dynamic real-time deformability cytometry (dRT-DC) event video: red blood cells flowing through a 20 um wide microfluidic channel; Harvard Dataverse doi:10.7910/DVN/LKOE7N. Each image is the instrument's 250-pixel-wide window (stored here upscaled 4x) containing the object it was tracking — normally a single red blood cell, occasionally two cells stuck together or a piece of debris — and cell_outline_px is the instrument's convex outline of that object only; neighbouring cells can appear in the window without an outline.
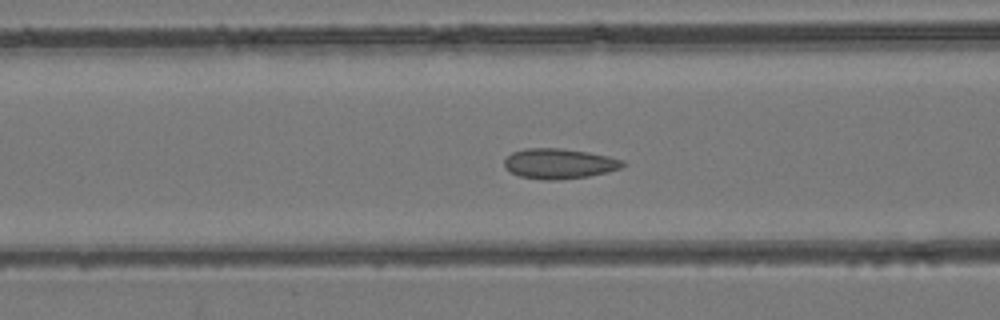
{"species": "common noctule bat (a hibernating species)", "species_latin": "Nyctalus noctula", "temperature_condition": "room temperature", "stored_images_in_passage": 46, "camera_frame_rate_fps": 3000, "um_per_image_px": 0.085, "animal": {"sex": "female", "body_mass_g": 24.6, "forearm_length_mm": 56.2}, "frame": {"image": 1, "passage_image": 15, "time_ms": 4.667, "image_size_px": [1000, 320], "cell_outline_px": [[628, 164], [620, 168], [608, 172], [588, 176], [556, 180], [544, 180], [520, 176], [504, 168], [504, 160], [512, 152], [524, 148], [560, 148], [588, 152], [608, 156], [624, 160]], "centroid_in_image_um": [47.54, 13.9], "position_along_channel_um": 119.1, "area_um2": 20.92}}
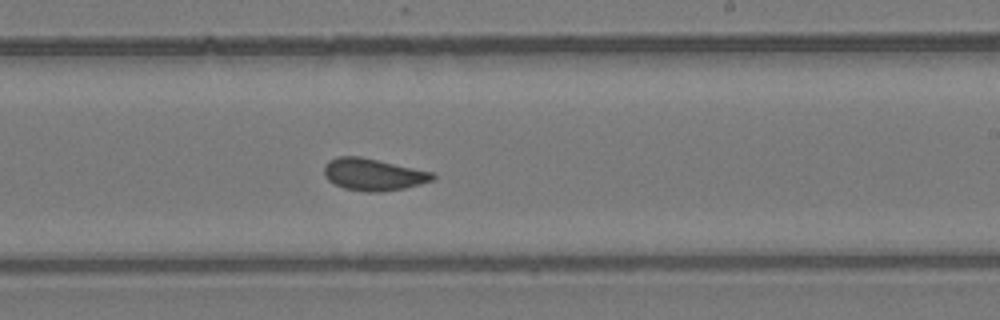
{"frame": {"image": 2, "passage_image": 25, "time_ms": 8.0, "image_size_px": [1000, 320], "cell_outline_px": [[436, 176], [432, 180], [420, 184], [404, 188], [380, 192], [368, 192], [344, 188], [328, 180], [324, 176], [324, 164], [328, 160], [336, 156], [360, 156], [432, 172]], "centroid_in_image_um": [31.68, 14.82], "position_along_channel_um": 257.3, "area_um2": 20.17}}
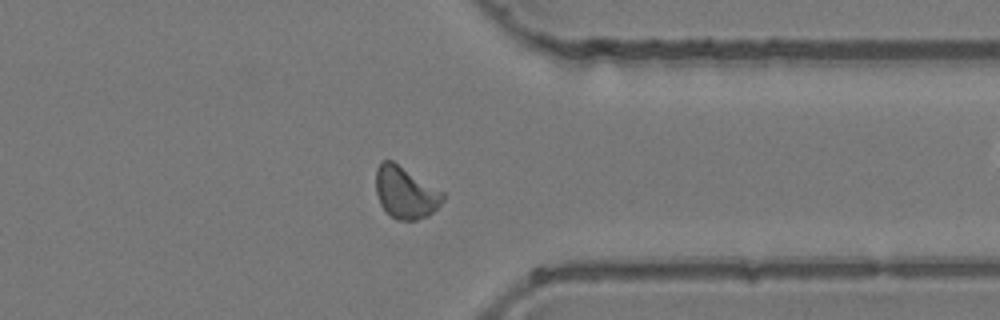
{"frame": {"image": 3, "passage_image": 34, "time_ms": 11.0, "image_size_px": [1000, 320], "cell_outline_px": [[444, 200], [428, 216], [416, 220], [396, 220], [380, 204], [376, 192], [376, 168], [380, 160], [392, 160], [444, 192]], "centroid_in_image_um": [34.45, 16.35], "position_along_channel_um": 376.9, "area_um2": 20.23}}